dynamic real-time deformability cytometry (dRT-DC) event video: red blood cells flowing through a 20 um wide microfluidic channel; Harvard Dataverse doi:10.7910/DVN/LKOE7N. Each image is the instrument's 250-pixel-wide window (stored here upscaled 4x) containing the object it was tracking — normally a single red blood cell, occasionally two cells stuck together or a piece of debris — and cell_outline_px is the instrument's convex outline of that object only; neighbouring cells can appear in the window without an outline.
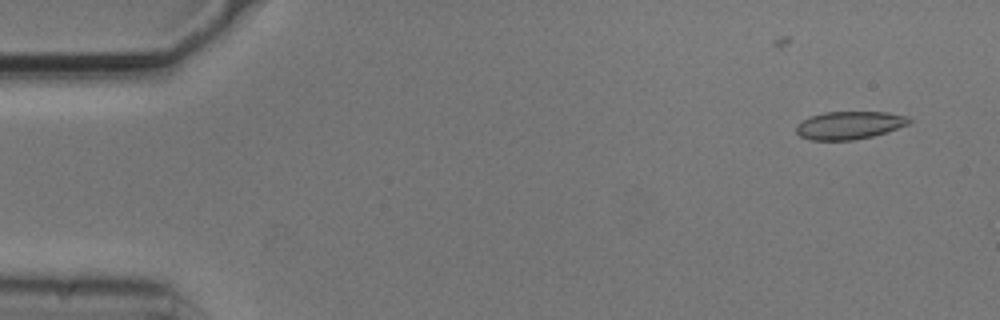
{"species": "common noctule bat (a hibernating species)", "species_latin": "Nyctalus noctula", "temperature_condition": "cold", "stored_images_in_passage": 5, "camera_frame_rate_fps": 3000, "um_per_image_px": 0.085, "animal": {"sex": "male", "body_mass_g": 20.5, "forearm_length_mm": 52.5}, "frame": {"image": 1, "passage_image": 2, "time_ms": 0.333, "image_size_px": [1000, 320], "cell_outline_px": [[912, 120], [908, 124], [872, 136], [852, 140], [808, 140], [800, 136], [796, 132], [796, 124], [812, 116], [824, 112], [888, 112], [908, 116]], "centroid_in_image_um": [72.17, 10.64], "position_along_channel_um": 12.8, "area_um2": 18.21}}